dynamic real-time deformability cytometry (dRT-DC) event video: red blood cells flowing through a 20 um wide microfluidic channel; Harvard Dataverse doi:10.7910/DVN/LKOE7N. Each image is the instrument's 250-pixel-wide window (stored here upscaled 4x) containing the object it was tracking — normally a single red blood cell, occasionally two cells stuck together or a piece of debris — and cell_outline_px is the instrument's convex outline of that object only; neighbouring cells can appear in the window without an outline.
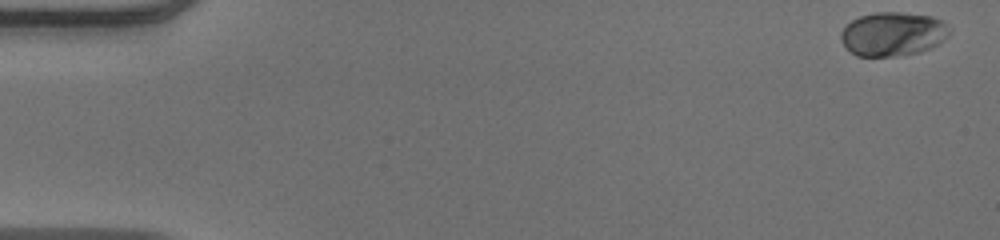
{"species": "human", "species_latin": "Homo sapiens", "temperature_condition": "warm", "stored_images_in_passage": 52, "camera_frame_rate_fps": 3000, "um_per_image_px": 0.085, "donor": {"sex": "male"}, "frame": {"image": 1, "passage_image": 1, "time_ms": 0.0, "image_size_px": [1000, 240], "cell_outline_px": [[952, 28], [948, 36], [944, 40], [928, 48], [916, 52], [892, 56], [856, 56], [844, 48], [840, 40], [840, 32], [852, 20], [860, 16], [876, 12], [900, 12], [932, 16], [940, 20]], "centroid_in_image_um": [75.86, 2.88], "position_along_channel_um": 9.1, "area_um2": 27.8}}
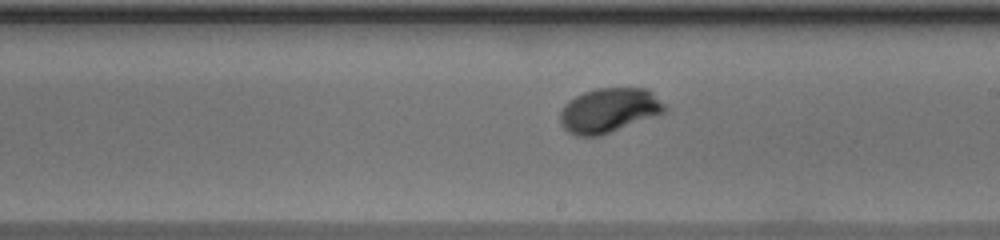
{"frame": {"image": 2, "passage_image": 30, "time_ms": 9.667, "image_size_px": [1000, 240], "cell_outline_px": [[668, 108], [664, 112], [600, 136], [576, 136], [568, 132], [560, 124], [560, 108], [568, 100], [584, 92], [596, 88], [648, 88]], "centroid_in_image_um": [51.72, 9.37], "position_along_channel_um": 237.3, "area_um2": 27.11}}
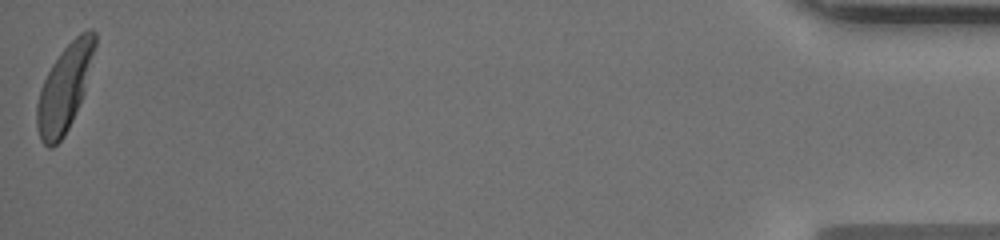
{"frame": {"image": 3, "passage_image": 52, "time_ms": 17.0, "image_size_px": [1000, 240], "cell_outline_px": [[96, 44], [84, 92], [72, 120], [64, 136], [52, 148], [48, 148], [40, 140], [36, 124], [36, 104], [40, 88], [52, 64], [60, 52], [80, 32], [88, 28], [92, 28], [96, 32]], "centroid_in_image_um": [5.47, 7.48], "position_along_channel_um": 429.7, "area_um2": 29.02}, "authors_computed_cell_mechanics": {"area_um2": 27.1949, "velocity_mm_per_s": 3.9228, "shape_relaxation_time_tau1_ms": 2.2027, "shape_relaxation_time_tau2_ms": null, "deformation_change_tau1": 0.1713, "deformation_change_tau2": null}}